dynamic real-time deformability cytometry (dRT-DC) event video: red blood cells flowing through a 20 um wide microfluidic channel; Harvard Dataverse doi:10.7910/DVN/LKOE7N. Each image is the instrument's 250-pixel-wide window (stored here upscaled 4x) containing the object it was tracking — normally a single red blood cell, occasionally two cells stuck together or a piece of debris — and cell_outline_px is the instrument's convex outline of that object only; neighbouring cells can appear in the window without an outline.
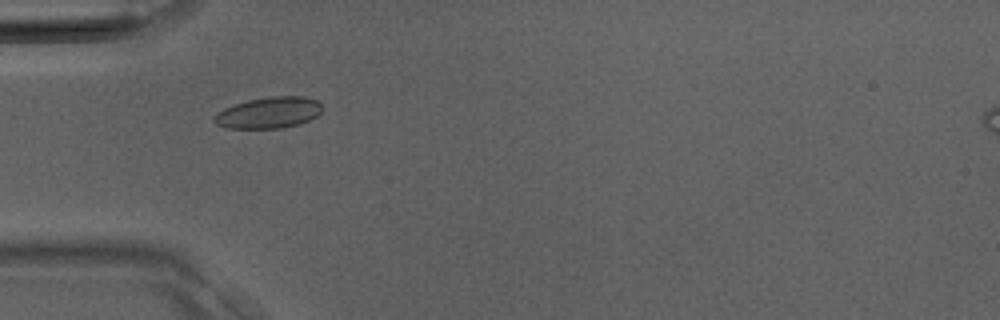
{"species": "Egyptian fruit bat (a non-hibernating species)", "species_latin": "Rousettus aegyptiacus", "temperature_condition": "room temperature", "stored_images_in_passage": 32, "camera_frame_rate_fps": 3000, "um_per_image_px": 0.085, "animal": {"sex": "male"}, "frame": {"image": 1, "passage_image": 6, "time_ms": 1.667, "image_size_px": [1000, 320], "cell_outline_px": [[320, 112], [316, 116], [308, 120], [296, 124], [280, 128], [228, 128], [216, 124], [212, 120], [212, 116], [216, 112], [224, 108], [248, 100], [272, 96], [304, 96], [316, 100], [320, 104]], "centroid_in_image_um": [22.78, 9.57], "position_along_channel_um": 62.2, "area_um2": 19.48}}
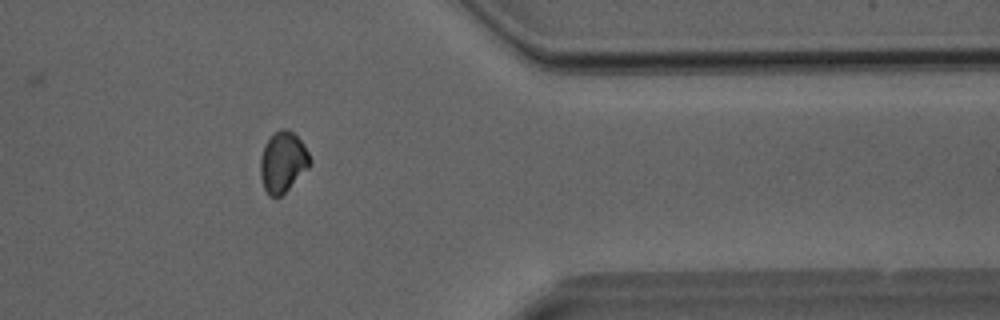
{"frame": {"image": 2, "passage_image": 25, "time_ms": 8.0, "image_size_px": [1000, 320], "cell_outline_px": [[312, 160], [308, 168], [280, 196], [268, 196], [264, 188], [260, 176], [260, 156], [264, 144], [280, 128], [288, 128], [304, 144]], "centroid_in_image_um": [24.03, 13.75], "position_along_channel_um": 387.4, "area_um2": 17.4}}
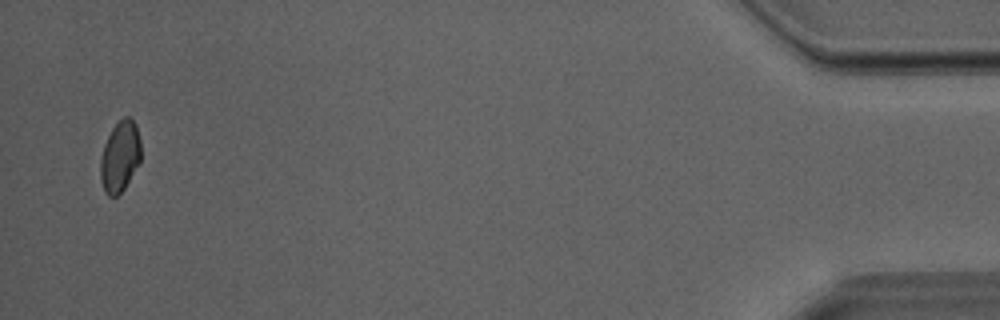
{"frame": {"image": 3, "passage_image": 31, "time_ms": 10.0, "image_size_px": [1000, 320], "cell_outline_px": [[140, 164], [124, 188], [116, 196], [108, 196], [104, 192], [100, 180], [100, 156], [104, 144], [112, 128], [124, 116], [128, 116], [136, 124], [140, 140]], "centroid_in_image_um": [10.19, 13.32], "position_along_channel_um": 425.0, "area_um2": 16.88}}